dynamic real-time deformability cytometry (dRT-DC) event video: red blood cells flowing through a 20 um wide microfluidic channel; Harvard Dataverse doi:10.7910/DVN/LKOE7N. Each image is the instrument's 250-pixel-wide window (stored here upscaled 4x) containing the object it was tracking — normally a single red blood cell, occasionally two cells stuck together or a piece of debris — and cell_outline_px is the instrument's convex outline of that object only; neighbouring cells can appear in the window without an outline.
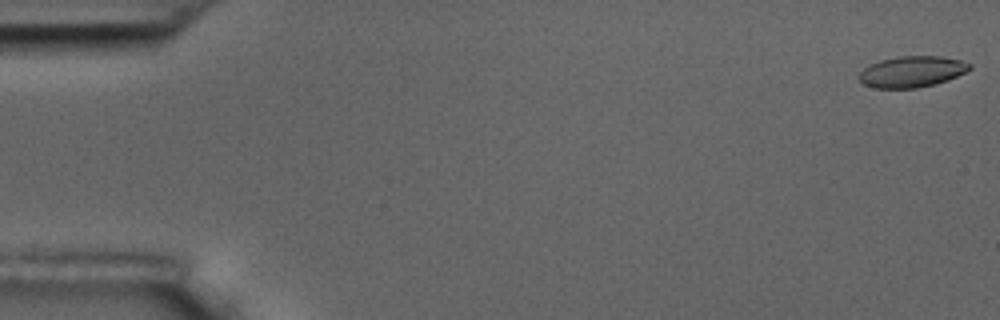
{"species": "common noctule bat (a hibernating species)", "species_latin": "Nyctalus noctula", "temperature_condition": "room temperature", "stored_images_in_passage": 56, "camera_frame_rate_fps": 3000, "um_per_image_px": 0.085, "animal": {"sex": "male", "body_mass_g": 17.5, "forearm_length_mm": 52.3}, "frame": {"image": 1, "passage_image": 1, "time_ms": 0.0, "image_size_px": [1000, 320], "cell_outline_px": [[972, 68], [948, 80], [936, 84], [916, 88], [876, 88], [864, 84], [860, 80], [860, 72], [864, 68], [880, 60], [900, 56], [940, 56], [960, 60], [972, 64]], "centroid_in_image_um": [77.54, 6.09], "position_along_channel_um": 7.5, "area_um2": 19.88}}
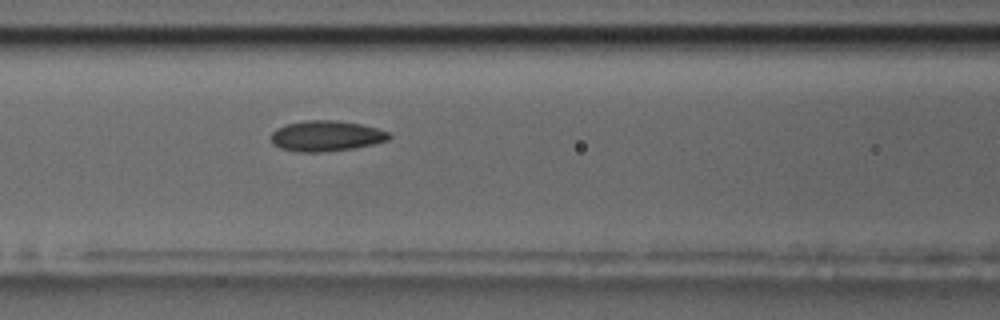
{"frame": {"image": 2, "passage_image": 24, "time_ms": 7.667, "image_size_px": [1000, 320], "cell_outline_px": [[392, 136], [388, 140], [376, 144], [352, 148], [324, 152], [296, 152], [280, 148], [272, 144], [272, 132], [276, 128], [284, 124], [304, 120], [336, 120], [360, 124], [392, 132]], "centroid_in_image_um": [27.73, 11.55], "position_along_channel_um": 138.9, "area_um2": 21.33}}
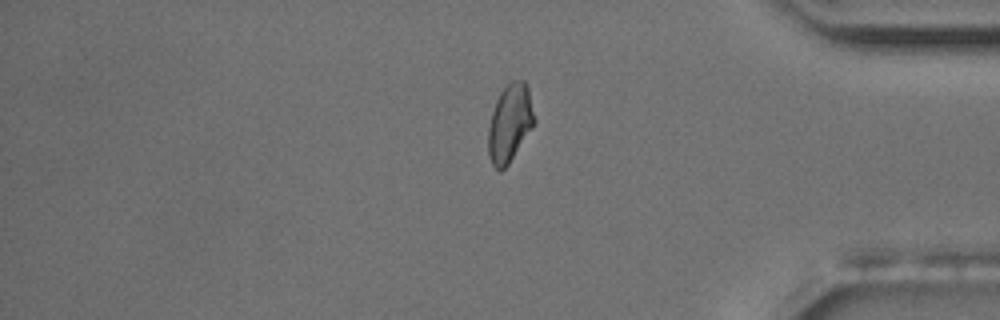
{"frame": {"image": 3, "passage_image": 47, "time_ms": 15.333, "image_size_px": [1000, 320], "cell_outline_px": [[536, 120], [532, 128], [508, 164], [500, 172], [492, 164], [488, 156], [488, 128], [492, 112], [496, 100], [500, 92], [512, 80], [524, 80], [528, 88]], "centroid_in_image_um": [43.33, 10.46], "position_along_channel_um": 391.9, "area_um2": 20.81}, "authors_computed_cell_mechanics": {"area_um2": 20.7791, "velocity_mm_per_s": 3.6049, "shape_relaxation_time_tau1_ms": null, "shape_relaxation_time_tau2_ms": 2.1166, "deformation_change_tau1": null, "deformation_change_tau2": 0.0771}}